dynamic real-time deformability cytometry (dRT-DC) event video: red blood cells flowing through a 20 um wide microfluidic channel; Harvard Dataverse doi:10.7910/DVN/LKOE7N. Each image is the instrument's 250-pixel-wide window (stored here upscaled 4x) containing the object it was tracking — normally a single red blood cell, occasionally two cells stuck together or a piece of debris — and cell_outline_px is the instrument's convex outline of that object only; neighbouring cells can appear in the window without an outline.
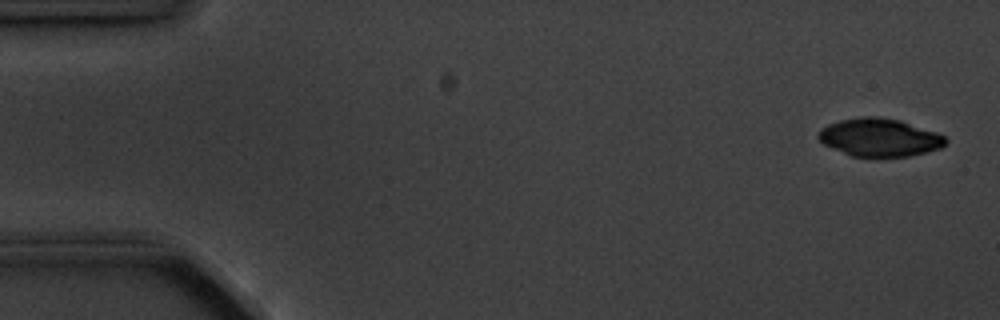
{"species": "common noctule bat (a hibernating species)", "species_latin": "Nyctalus noctula", "temperature_condition": "cold", "stored_images_in_passage": 9, "camera_frame_rate_fps": 3000, "um_per_image_px": 0.085, "animal": {"sex": "male", "body_mass_g": 20.1, "forearm_length_mm": 53.5}, "frame": {"image": 1, "passage_image": 1, "time_ms": 0.0, "image_size_px": [1000, 320], "cell_outline_px": [[948, 140], [940, 148], [928, 152], [908, 156], [852, 156], [832, 148], [824, 144], [816, 136], [820, 128], [828, 124], [840, 120], [860, 116], [876, 116], [900, 120], [936, 132], [944, 136]], "centroid_in_image_um": [74.74, 11.67], "position_along_channel_um": 10.3, "area_um2": 28.09}}